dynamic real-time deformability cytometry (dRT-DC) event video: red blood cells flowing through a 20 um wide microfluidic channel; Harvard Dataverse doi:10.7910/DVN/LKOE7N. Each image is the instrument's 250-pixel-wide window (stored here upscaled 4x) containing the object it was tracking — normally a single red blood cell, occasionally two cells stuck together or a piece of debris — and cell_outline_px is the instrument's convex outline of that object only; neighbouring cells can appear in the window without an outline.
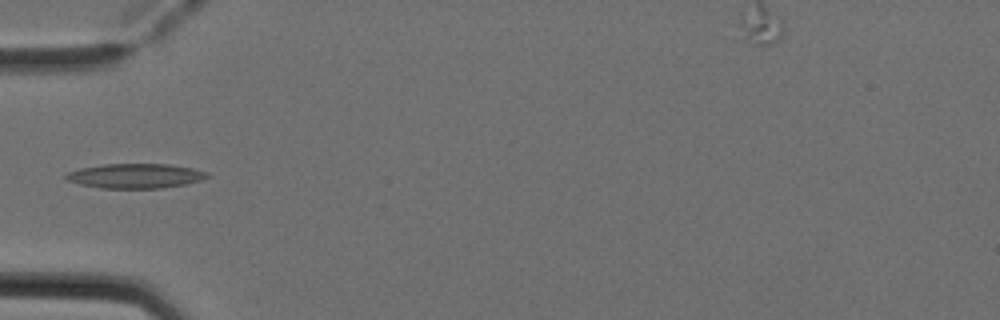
{"species": "Egyptian fruit bat (a non-hibernating species)", "species_latin": "Rousettus aegyptiacus", "temperature_condition": "cold", "stored_images_in_passage": 2, "camera_frame_rate_fps": 3000, "um_per_image_px": 0.085, "animal": {"sex": "female"}, "frame": {"image": 1, "passage_image": 1, "time_ms": 0.0, "image_size_px": [1000, 320], "cell_outline_px": [[212, 176], [188, 184], [160, 188], [100, 188], [80, 184], [64, 180], [64, 176], [68, 172], [80, 168], [104, 164], [168, 164], [192, 168], [208, 172]], "centroid_in_image_um": [11.51, 14.95], "position_along_channel_um": 73.5, "area_um2": 20.4}}
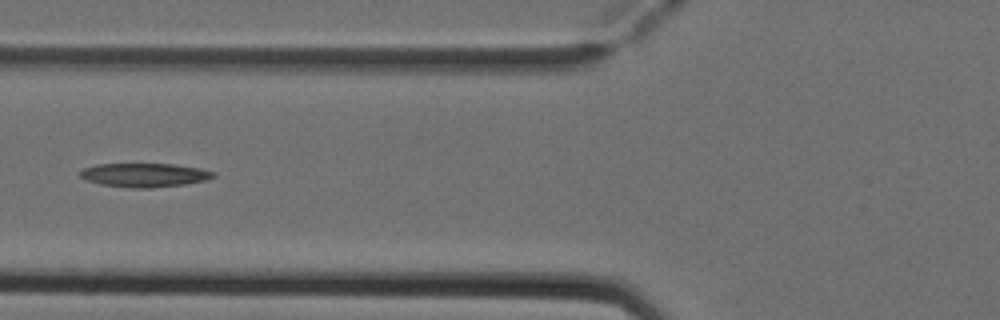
{"frame": {"image": 2, "passage_image": 2, "time_ms": 0.333, "image_size_px": [1000, 320], "cell_outline_px": [[216, 176], [204, 180], [184, 184], [152, 188], [132, 188], [100, 184], [88, 180], [80, 176], [80, 172], [84, 168], [96, 164], [172, 164], [200, 168], [216, 172]], "centroid_in_image_um": [12.3, 14.88], "position_along_channel_um": 113.5, "area_um2": 18.38}}